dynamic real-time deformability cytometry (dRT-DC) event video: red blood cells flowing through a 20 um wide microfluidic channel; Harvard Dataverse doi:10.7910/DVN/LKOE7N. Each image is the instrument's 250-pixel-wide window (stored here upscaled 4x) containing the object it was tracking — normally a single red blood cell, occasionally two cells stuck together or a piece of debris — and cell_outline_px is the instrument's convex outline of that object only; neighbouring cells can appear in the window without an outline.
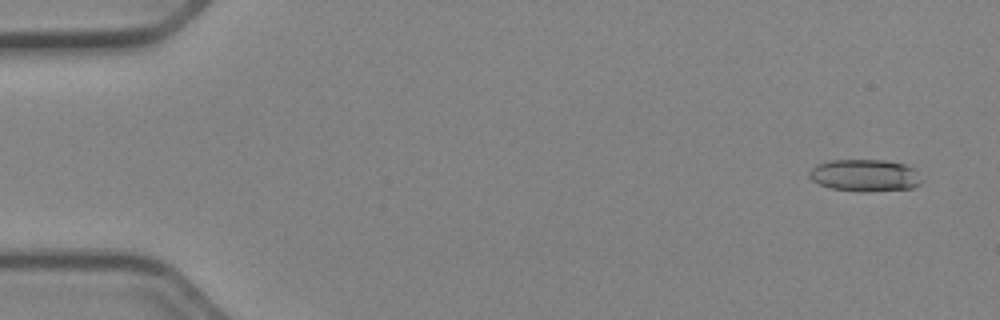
{"species": "Egyptian fruit bat (a non-hibernating species)", "species_latin": "Rousettus aegyptiacus", "temperature_condition": "cold", "stored_images_in_passage": 52, "camera_frame_rate_fps": 3000, "um_per_image_px": 0.085, "animal": {"sex": "female"}, "frame": {"image": 1, "passage_image": 3, "time_ms": 0.667, "image_size_px": [1000, 320], "cell_outline_px": [[924, 180], [920, 184], [912, 188], [868, 192], [860, 192], [832, 188], [820, 184], [812, 180], [808, 176], [808, 172], [816, 164], [828, 160], [884, 160], [904, 164], [916, 168]], "centroid_in_image_um": [73.55, 14.91], "position_along_channel_um": 11.4, "area_um2": 21.39}}
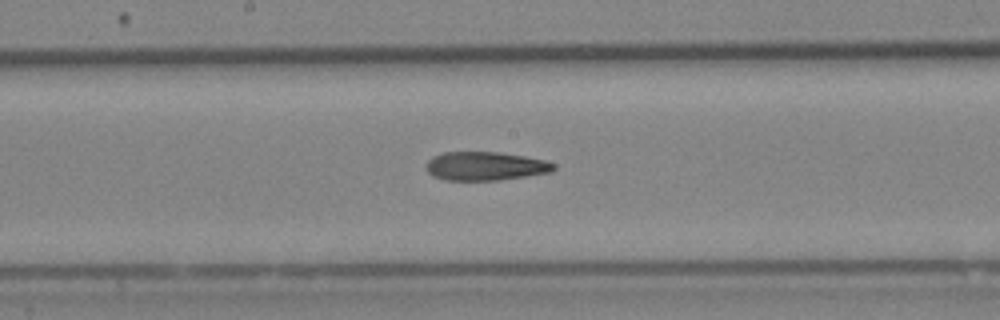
{"frame": {"image": 2, "passage_image": 28, "time_ms": 9.0, "image_size_px": [1000, 320], "cell_outline_px": [[556, 168], [552, 172], [500, 180], [444, 180], [432, 176], [424, 168], [424, 164], [432, 156], [444, 152], [500, 152], [524, 156], [544, 160], [556, 164]], "centroid_in_image_um": [41.22, 14.12], "position_along_channel_um": 207.0, "area_um2": 21.56}}
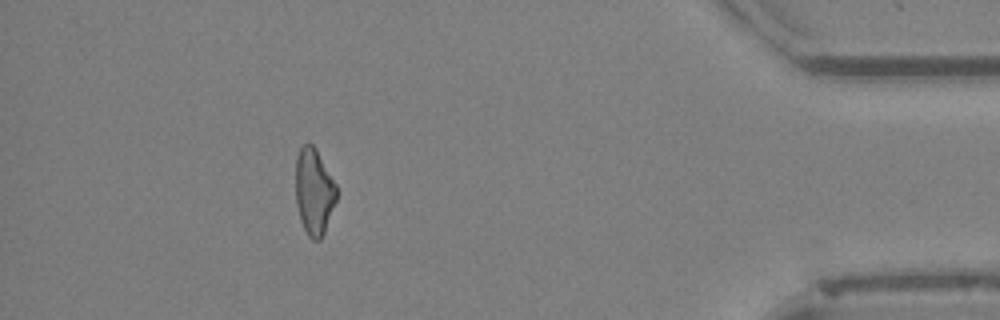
{"frame": {"image": 3, "passage_image": 47, "time_ms": 15.333, "image_size_px": [1000, 320], "cell_outline_px": [[336, 200], [324, 232], [320, 240], [312, 240], [308, 236], [300, 220], [296, 204], [296, 156], [300, 148], [304, 144], [312, 144], [316, 148], [336, 184]], "centroid_in_image_um": [26.68, 16.28], "position_along_channel_um": 408.5, "area_um2": 20.46}, "authors_computed_cell_mechanics": {"area_um2": 21.6461, "velocity_mm_per_s": 3.9741, "shape_relaxation_time_tau1_ms": 6.1552, "shape_relaxation_time_tau2_ms": 6.478, "deformation_change_tau1": 0.1808, "deformation_change_tau2": 0.1944}}